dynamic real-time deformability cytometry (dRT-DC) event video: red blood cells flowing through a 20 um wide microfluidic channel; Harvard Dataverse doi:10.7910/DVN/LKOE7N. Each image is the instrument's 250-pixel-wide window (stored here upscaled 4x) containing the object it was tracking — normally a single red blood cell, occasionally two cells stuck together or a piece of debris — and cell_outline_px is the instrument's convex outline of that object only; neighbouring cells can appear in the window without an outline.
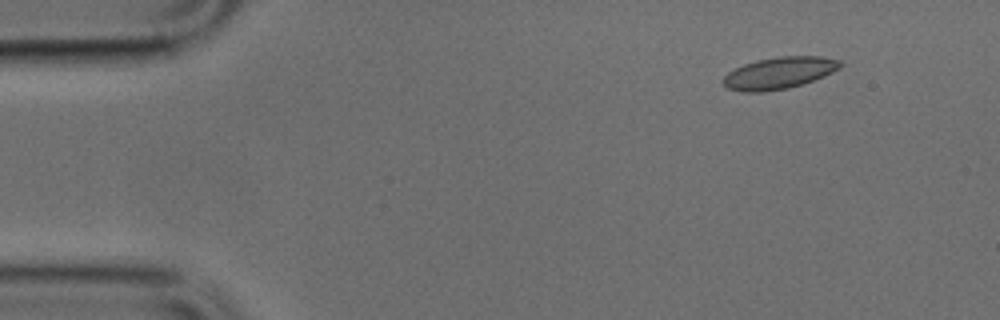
{"species": "common noctule bat (a hibernating species)", "species_latin": "Nyctalus noctula", "temperature_condition": "cold", "stored_images_in_passage": 8, "camera_frame_rate_fps": 3000, "um_per_image_px": 0.085, "animal": {"sex": "male", "body_mass_g": 17.9, "forearm_length_mm": 54.2}, "frame": {"image": 1, "passage_image": 1, "time_ms": 0.0, "image_size_px": [1000, 320], "cell_outline_px": [[844, 64], [840, 68], [824, 76], [788, 88], [760, 92], [744, 92], [728, 88], [720, 80], [728, 72], [744, 64], [756, 60], [780, 56], [820, 56], [840, 60]], "centroid_in_image_um": [66.22, 6.19], "position_along_channel_um": 18.8, "area_um2": 21.62}}